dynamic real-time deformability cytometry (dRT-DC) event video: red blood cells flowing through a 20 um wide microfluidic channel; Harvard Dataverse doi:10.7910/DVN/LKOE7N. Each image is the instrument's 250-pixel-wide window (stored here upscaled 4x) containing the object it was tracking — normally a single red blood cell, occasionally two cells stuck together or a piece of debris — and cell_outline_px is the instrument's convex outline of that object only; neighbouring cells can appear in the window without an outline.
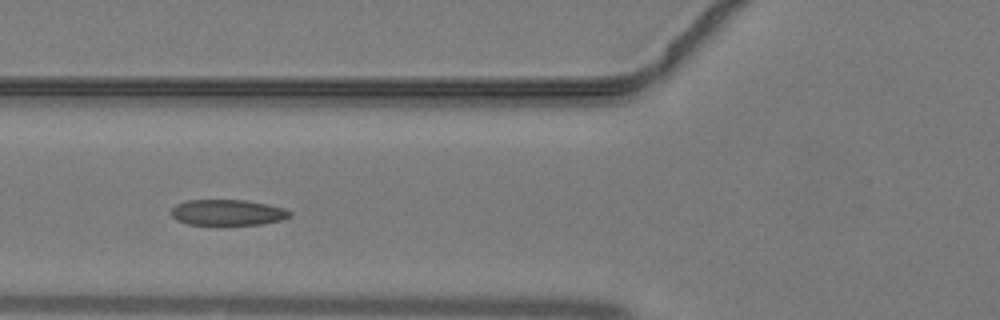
{"species": "common noctule bat (a hibernating species)", "species_latin": "Nyctalus noctula", "temperature_condition": "warm", "stored_images_in_passage": 28, "camera_frame_rate_fps": 3000, "um_per_image_px": 0.085, "animal": {"sex": "male", "body_mass_g": 19.2, "forearm_length_mm": 51.8}, "frame": {"image": 1, "passage_image": 12, "time_ms": 3.667, "image_size_px": [1000, 320], "cell_outline_px": [[292, 212], [288, 216], [280, 220], [260, 224], [188, 224], [176, 220], [168, 212], [176, 204], [188, 200], [244, 200], [284, 208]], "centroid_in_image_um": [19.27, 18.05], "position_along_channel_um": 106.5, "area_um2": 17.57}}
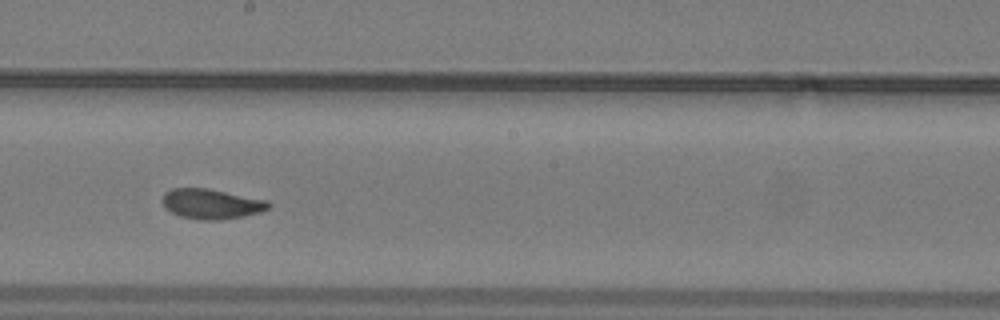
{"frame": {"image": 2, "passage_image": 20, "time_ms": 6.333, "image_size_px": [1000, 320], "cell_outline_px": [[272, 204], [268, 208], [260, 212], [244, 216], [220, 220], [200, 220], [180, 216], [164, 208], [164, 192], [172, 188], [208, 188], [268, 200]], "centroid_in_image_um": [17.99, 17.33], "position_along_channel_um": 230.2, "area_um2": 18.61}}
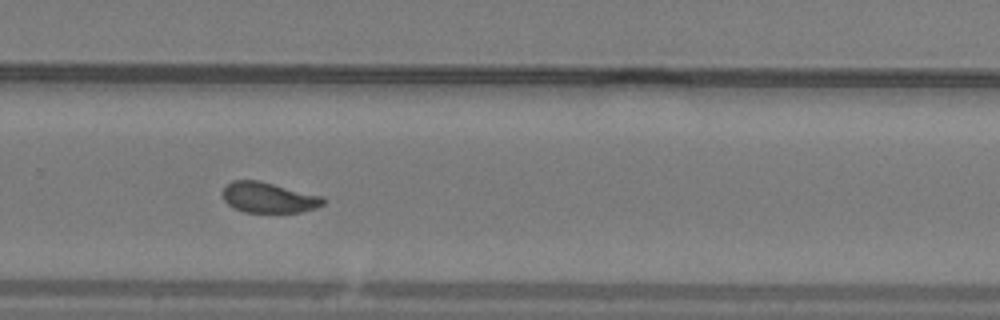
{"frame": {"image": 3, "passage_image": 25, "time_ms": 8.0, "image_size_px": [1000, 320], "cell_outline_px": [[324, 204], [316, 208], [304, 212], [244, 212], [228, 204], [224, 200], [220, 192], [232, 180], [260, 180], [324, 196]], "centroid_in_image_um": [22.85, 16.78], "position_along_channel_um": 307.0, "area_um2": 18.09}}